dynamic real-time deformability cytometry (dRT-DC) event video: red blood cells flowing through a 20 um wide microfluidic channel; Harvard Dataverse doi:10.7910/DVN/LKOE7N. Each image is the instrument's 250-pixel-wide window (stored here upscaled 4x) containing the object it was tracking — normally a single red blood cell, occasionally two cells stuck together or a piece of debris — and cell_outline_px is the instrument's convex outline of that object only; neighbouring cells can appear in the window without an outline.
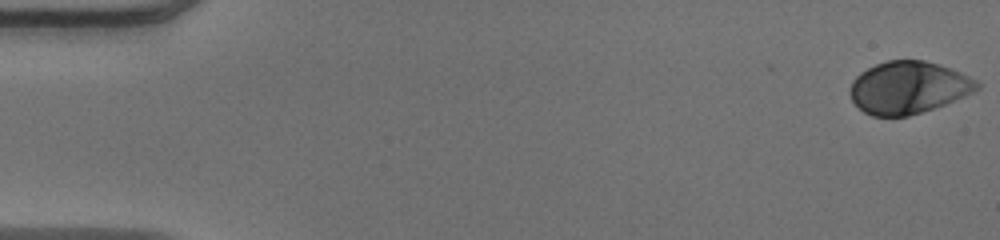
{"species": "human", "species_latin": "Homo sapiens", "temperature_condition": "warm", "stored_images_in_passage": 51, "camera_frame_rate_fps": 3000, "um_per_image_px": 0.085, "donor": {"sex": "male"}, "frame": {"image": 1, "passage_image": 1, "time_ms": 0.0, "image_size_px": [1000, 240], "cell_outline_px": [[980, 88], [964, 96], [944, 104], [908, 116], [872, 116], [864, 112], [852, 100], [848, 92], [852, 80], [860, 72], [876, 64], [888, 60], [924, 60], [960, 72], [976, 80], [980, 84]], "centroid_in_image_um": [77.17, 7.44], "position_along_channel_um": 7.8, "area_um2": 38.38}}
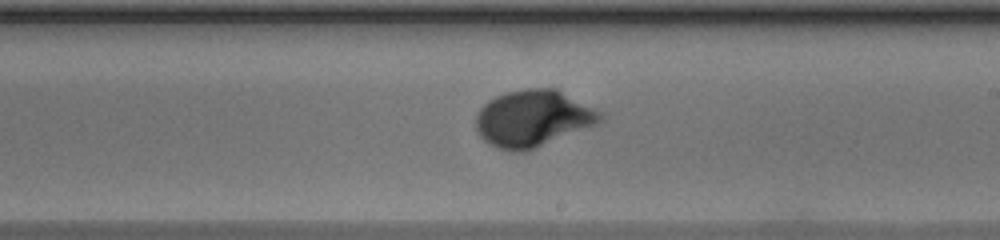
{"frame": {"image": 2, "passage_image": 30, "time_ms": 9.667, "image_size_px": [1000, 240], "cell_outline_px": [[608, 112], [604, 120], [596, 124], [536, 148], [524, 152], [516, 152], [496, 148], [488, 144], [480, 136], [476, 128], [476, 112], [488, 100], [504, 92], [524, 88], [556, 88]], "centroid_in_image_um": [45.36, 10.04], "position_along_channel_um": 243.6, "area_um2": 41.96}}
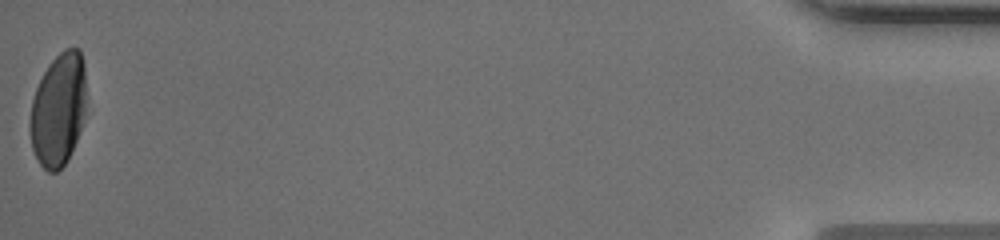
{"frame": {"image": 3, "passage_image": 51, "time_ms": 16.667, "image_size_px": [1000, 240], "cell_outline_px": [[84, 112], [80, 128], [76, 140], [68, 160], [56, 172], [48, 172], [40, 164], [32, 148], [28, 124], [32, 100], [36, 88], [48, 64], [64, 48], [80, 48], [84, 64]], "centroid_in_image_um": [4.92, 9.31], "position_along_channel_um": 430.3, "area_um2": 36.82}, "authors_computed_cell_mechanics": {"area_um2": 38.6682, "velocity_mm_per_s": 4.0271, "shape_relaxation_time_tau1_ms": 2.8731, "shape_relaxation_time_tau2_ms": null, "deformation_change_tau1": 0.1748, "deformation_change_tau2": null}}